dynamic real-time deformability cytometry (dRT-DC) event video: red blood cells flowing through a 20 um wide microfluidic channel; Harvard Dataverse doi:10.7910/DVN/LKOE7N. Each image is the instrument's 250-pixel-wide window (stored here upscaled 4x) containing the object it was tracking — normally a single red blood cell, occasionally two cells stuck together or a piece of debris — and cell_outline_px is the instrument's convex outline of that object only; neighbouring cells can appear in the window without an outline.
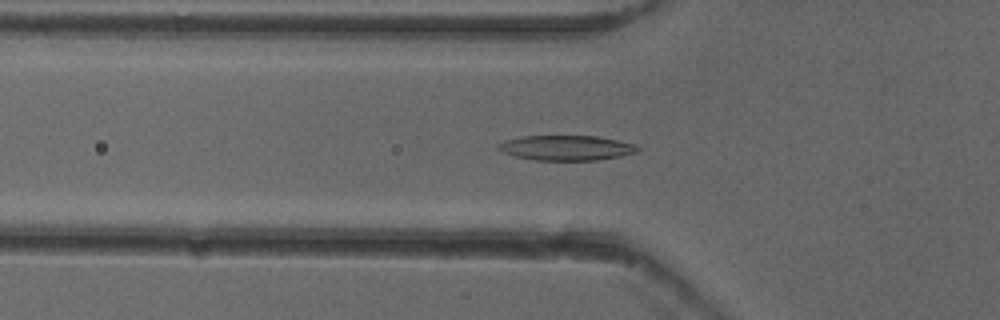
{"species": "common noctule bat (a hibernating species)", "species_latin": "Nyctalus noctula", "temperature_condition": "cold", "stored_images_in_passage": 52, "camera_frame_rate_fps": 3000, "um_per_image_px": 0.085, "animal": {"sex": "female"}, "frame": {"image": 1, "passage_image": 18, "time_ms": 5.667, "image_size_px": [1000, 320], "cell_outline_px": [[640, 152], [620, 156], [596, 160], [536, 160], [516, 156], [504, 152], [496, 148], [496, 144], [504, 140], [520, 136], [596, 136], [636, 144], [640, 148]], "centroid_in_image_um": [48.14, 12.56], "position_along_channel_um": 77.7, "area_um2": 20.35}}
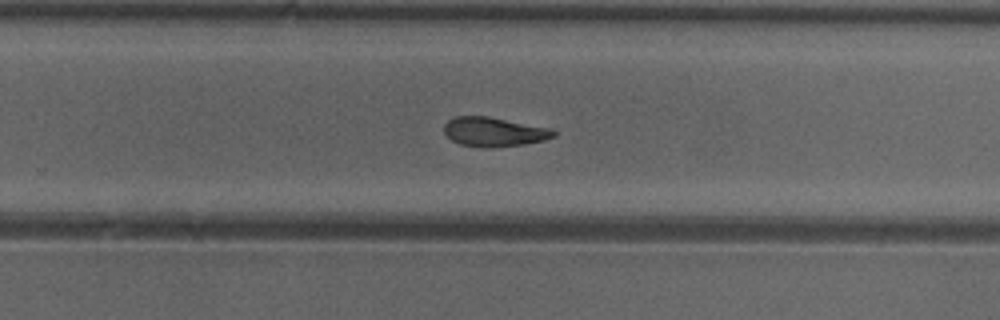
{"frame": {"image": 2, "passage_image": 34, "time_ms": 11.0, "image_size_px": [1000, 320], "cell_outline_px": [[556, 136], [544, 140], [524, 144], [488, 148], [480, 148], [460, 144], [452, 140], [444, 132], [444, 124], [448, 120], [456, 116], [488, 116], [552, 128], [556, 132]], "centroid_in_image_um": [42.0, 11.21], "position_along_channel_um": 287.8, "area_um2": 18.84}}
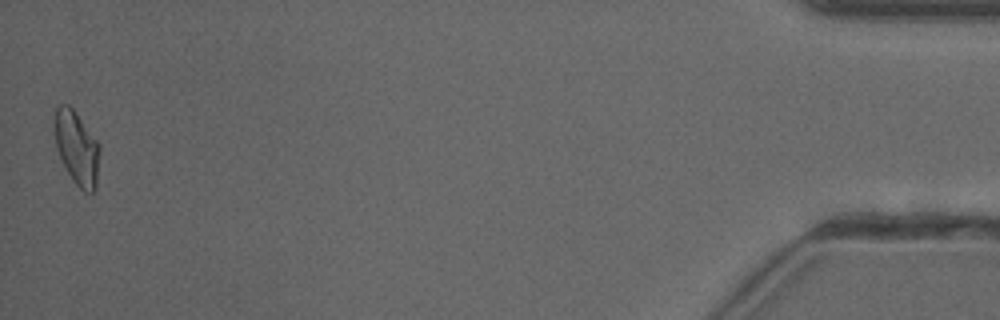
{"frame": {"image": 3, "passage_image": 52, "time_ms": 17.0, "image_size_px": [1000, 320], "cell_outline_px": [[100, 152], [96, 188], [92, 192], [84, 192], [72, 180], [60, 160], [56, 148], [52, 128], [52, 124], [56, 104], [68, 104], [72, 108], [100, 144]], "centroid_in_image_um": [6.48, 12.54], "position_along_channel_um": 428.7, "area_um2": 19.94}, "authors_computed_cell_mechanics": {"area_um2": 19.4497, "velocity_mm_per_s": 3.9429, "shape_relaxation_time_tau1_ms": 6.9973, "shape_relaxation_time_tau2_ms": 6.8861, "deformation_change_tau1": 0.1867, "deformation_change_tau2": 0.1575}}